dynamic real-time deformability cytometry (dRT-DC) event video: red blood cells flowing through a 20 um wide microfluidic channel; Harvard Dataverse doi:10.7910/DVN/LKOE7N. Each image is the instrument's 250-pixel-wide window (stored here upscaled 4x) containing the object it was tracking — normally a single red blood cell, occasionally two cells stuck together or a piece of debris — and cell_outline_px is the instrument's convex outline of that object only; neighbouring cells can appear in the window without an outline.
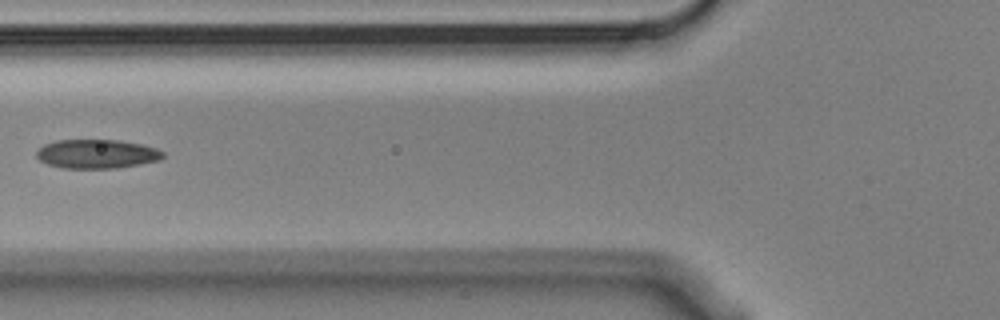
{"species": "Egyptian fruit bat (a non-hibernating species)", "species_latin": "Rousettus aegyptiacus", "temperature_condition": "cold", "stored_images_in_passage": 6, "camera_frame_rate_fps": 3000, "um_per_image_px": 0.085, "animal": {"sex": "male"}, "frame": {"image": 1, "passage_image": 6, "time_ms": 1.667, "image_size_px": [1000, 320], "cell_outline_px": [[164, 156], [160, 160], [140, 164], [116, 168], [60, 168], [48, 164], [40, 160], [36, 156], [36, 152], [44, 144], [56, 140], [120, 140], [140, 144], [156, 148], [164, 152]], "centroid_in_image_um": [8.23, 13.08], "position_along_channel_um": 117.6, "area_um2": 21.39}}